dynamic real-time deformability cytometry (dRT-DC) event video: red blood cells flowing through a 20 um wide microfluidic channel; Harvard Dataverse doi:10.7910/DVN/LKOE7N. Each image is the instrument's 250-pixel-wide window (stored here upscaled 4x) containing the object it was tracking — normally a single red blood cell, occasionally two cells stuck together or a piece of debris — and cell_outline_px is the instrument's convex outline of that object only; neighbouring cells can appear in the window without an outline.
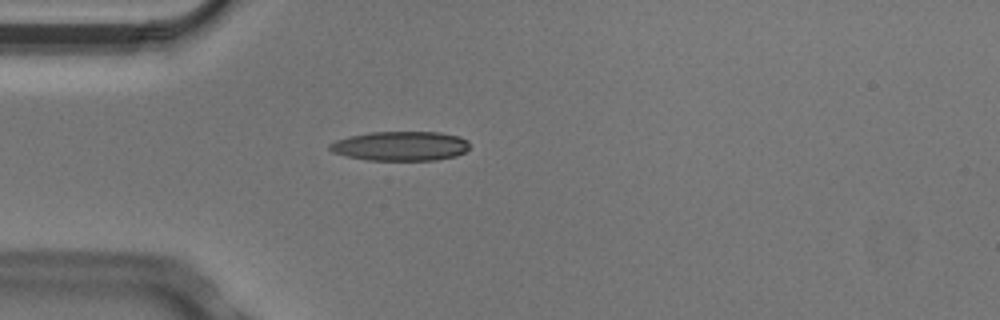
{"species": "Egyptian fruit bat (a non-hibernating species)", "species_latin": "Rousettus aegyptiacus", "temperature_condition": "cold", "stored_images_in_passage": 4, "camera_frame_rate_fps": 3000, "um_per_image_px": 0.085, "animal": {"sex": "male"}, "frame": {"image": 1, "passage_image": 4, "time_ms": 1.0, "image_size_px": [1000, 320], "cell_outline_px": [[468, 148], [464, 152], [456, 156], [436, 160], [368, 160], [348, 156], [332, 152], [328, 148], [328, 144], [336, 140], [352, 136], [372, 132], [440, 132], [460, 136], [468, 140]], "centroid_in_image_um": [34.06, 12.41], "position_along_channel_um": 50.9, "area_um2": 23.93}}